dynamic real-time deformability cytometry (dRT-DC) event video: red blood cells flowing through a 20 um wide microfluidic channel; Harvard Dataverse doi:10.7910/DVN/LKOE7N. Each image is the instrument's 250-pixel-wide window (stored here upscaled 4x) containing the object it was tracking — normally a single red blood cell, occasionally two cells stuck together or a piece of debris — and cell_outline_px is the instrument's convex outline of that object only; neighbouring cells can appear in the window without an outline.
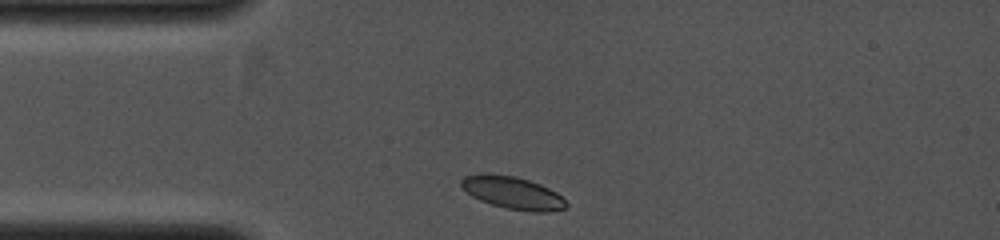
{"species": "common noctule bat (a hibernating species)", "species_latin": "Nyctalus noctula", "temperature_condition": "cold", "stored_images_in_passage": 27, "camera_frame_rate_fps": 4000, "um_per_image_px": 0.085, "animal": {"sex": "female", "body_mass_g": 19.0, "forearm_length_mm": 53.3}, "frame": {"image": 1, "passage_image": 1, "time_ms": 0.0, "image_size_px": [1000, 240], "cell_outline_px": [[568, 204], [564, 208], [548, 212], [532, 212], [504, 208], [480, 200], [472, 196], [460, 184], [460, 180], [464, 176], [484, 172], [516, 176], [540, 184], [556, 192]], "centroid_in_image_um": [43.55, 16.37], "position_along_channel_um": 41.4, "area_um2": 19.88}}
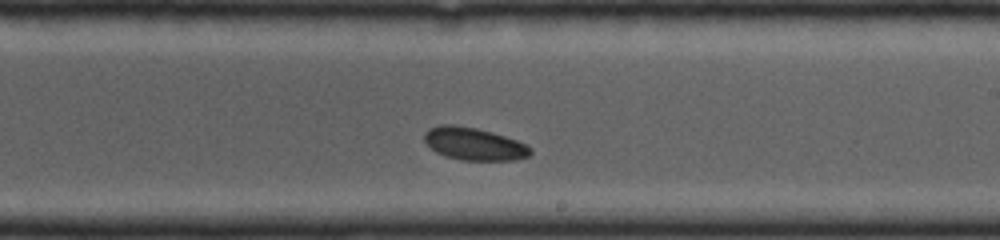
{"frame": {"image": 2, "passage_image": 16, "time_ms": 3.75, "image_size_px": [1000, 240], "cell_outline_px": [[532, 152], [528, 156], [512, 160], [460, 160], [444, 156], [436, 152], [424, 140], [424, 132], [428, 128], [440, 124], [452, 124], [476, 128], [492, 132], [516, 140], [532, 148]], "centroid_in_image_um": [40.25, 12.22], "position_along_channel_um": 248.7, "area_um2": 20.11}}
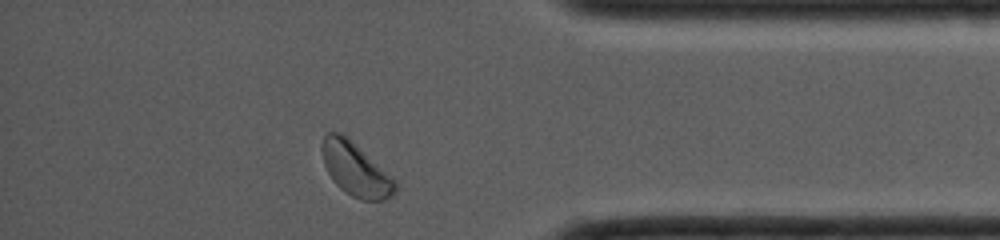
{"frame": {"image": 3, "passage_image": 27, "time_ms": 6.5, "image_size_px": [1000, 240], "cell_outline_px": [[400, 184], [396, 192], [392, 196], [384, 200], [360, 200], [344, 192], [332, 180], [324, 164], [320, 148], [324, 132], [340, 132], [396, 180]], "centroid_in_image_um": [30.21, 14.42], "position_along_channel_um": 405.0, "area_um2": 22.72}}